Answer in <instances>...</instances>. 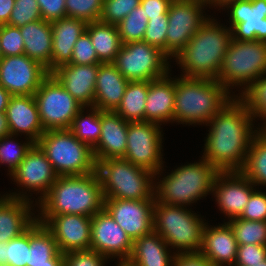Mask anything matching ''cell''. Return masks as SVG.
Masks as SVG:
<instances>
[{
    "mask_svg": "<svg viewBox=\"0 0 266 266\" xmlns=\"http://www.w3.org/2000/svg\"><path fill=\"white\" fill-rule=\"evenodd\" d=\"M246 105L233 97L207 124L202 157L219 172L240 171L259 128ZM256 129V130H254Z\"/></svg>",
    "mask_w": 266,
    "mask_h": 266,
    "instance_id": "1",
    "label": "cell"
},
{
    "mask_svg": "<svg viewBox=\"0 0 266 266\" xmlns=\"http://www.w3.org/2000/svg\"><path fill=\"white\" fill-rule=\"evenodd\" d=\"M37 207V211H40L37 221L41 224L54 215L93 217L104 208V196L97 173L59 176Z\"/></svg>",
    "mask_w": 266,
    "mask_h": 266,
    "instance_id": "2",
    "label": "cell"
},
{
    "mask_svg": "<svg viewBox=\"0 0 266 266\" xmlns=\"http://www.w3.org/2000/svg\"><path fill=\"white\" fill-rule=\"evenodd\" d=\"M231 40V29L209 17L174 57L181 70L183 69L181 76L218 80Z\"/></svg>",
    "mask_w": 266,
    "mask_h": 266,
    "instance_id": "3",
    "label": "cell"
},
{
    "mask_svg": "<svg viewBox=\"0 0 266 266\" xmlns=\"http://www.w3.org/2000/svg\"><path fill=\"white\" fill-rule=\"evenodd\" d=\"M233 96L218 80L180 75L175 78L173 123L206 125Z\"/></svg>",
    "mask_w": 266,
    "mask_h": 266,
    "instance_id": "4",
    "label": "cell"
},
{
    "mask_svg": "<svg viewBox=\"0 0 266 266\" xmlns=\"http://www.w3.org/2000/svg\"><path fill=\"white\" fill-rule=\"evenodd\" d=\"M201 159L199 162L179 166L169 175H164L162 180L158 178L164 167L155 173V181L159 180L154 186L155 200L159 203L186 207L211 194L219 171L203 157Z\"/></svg>",
    "mask_w": 266,
    "mask_h": 266,
    "instance_id": "5",
    "label": "cell"
},
{
    "mask_svg": "<svg viewBox=\"0 0 266 266\" xmlns=\"http://www.w3.org/2000/svg\"><path fill=\"white\" fill-rule=\"evenodd\" d=\"M104 199L155 201V174L124 158L96 162Z\"/></svg>",
    "mask_w": 266,
    "mask_h": 266,
    "instance_id": "6",
    "label": "cell"
},
{
    "mask_svg": "<svg viewBox=\"0 0 266 266\" xmlns=\"http://www.w3.org/2000/svg\"><path fill=\"white\" fill-rule=\"evenodd\" d=\"M184 206L154 203V232L159 234L175 253L200 252L206 222Z\"/></svg>",
    "mask_w": 266,
    "mask_h": 266,
    "instance_id": "7",
    "label": "cell"
},
{
    "mask_svg": "<svg viewBox=\"0 0 266 266\" xmlns=\"http://www.w3.org/2000/svg\"><path fill=\"white\" fill-rule=\"evenodd\" d=\"M58 176L96 172L93 149L76 138L69 129L47 130L36 143Z\"/></svg>",
    "mask_w": 266,
    "mask_h": 266,
    "instance_id": "8",
    "label": "cell"
},
{
    "mask_svg": "<svg viewBox=\"0 0 266 266\" xmlns=\"http://www.w3.org/2000/svg\"><path fill=\"white\" fill-rule=\"evenodd\" d=\"M265 74L266 42L232 39L218 74V81L224 88L231 93L234 86H241L240 93L236 94L238 97L253 81Z\"/></svg>",
    "mask_w": 266,
    "mask_h": 266,
    "instance_id": "9",
    "label": "cell"
},
{
    "mask_svg": "<svg viewBox=\"0 0 266 266\" xmlns=\"http://www.w3.org/2000/svg\"><path fill=\"white\" fill-rule=\"evenodd\" d=\"M170 58L144 41L123 44L113 62L128 81H153L170 73Z\"/></svg>",
    "mask_w": 266,
    "mask_h": 266,
    "instance_id": "10",
    "label": "cell"
},
{
    "mask_svg": "<svg viewBox=\"0 0 266 266\" xmlns=\"http://www.w3.org/2000/svg\"><path fill=\"white\" fill-rule=\"evenodd\" d=\"M45 131L69 129L83 106L50 73L34 93Z\"/></svg>",
    "mask_w": 266,
    "mask_h": 266,
    "instance_id": "11",
    "label": "cell"
},
{
    "mask_svg": "<svg viewBox=\"0 0 266 266\" xmlns=\"http://www.w3.org/2000/svg\"><path fill=\"white\" fill-rule=\"evenodd\" d=\"M206 0H172L168 9L166 31V55L174 58L202 27L207 17L204 9Z\"/></svg>",
    "mask_w": 266,
    "mask_h": 266,
    "instance_id": "12",
    "label": "cell"
},
{
    "mask_svg": "<svg viewBox=\"0 0 266 266\" xmlns=\"http://www.w3.org/2000/svg\"><path fill=\"white\" fill-rule=\"evenodd\" d=\"M161 125L153 122H129L124 159L158 173L164 167Z\"/></svg>",
    "mask_w": 266,
    "mask_h": 266,
    "instance_id": "13",
    "label": "cell"
},
{
    "mask_svg": "<svg viewBox=\"0 0 266 266\" xmlns=\"http://www.w3.org/2000/svg\"><path fill=\"white\" fill-rule=\"evenodd\" d=\"M9 176L22 191L7 193L6 196L34 202L29 198L32 194L28 195L27 191L28 193L37 191L40 196L37 198V202L35 200L36 205L47 195L50 187L59 177L37 144L31 147L19 166ZM23 188L26 189V192L23 191Z\"/></svg>",
    "mask_w": 266,
    "mask_h": 266,
    "instance_id": "14",
    "label": "cell"
},
{
    "mask_svg": "<svg viewBox=\"0 0 266 266\" xmlns=\"http://www.w3.org/2000/svg\"><path fill=\"white\" fill-rule=\"evenodd\" d=\"M49 74L25 54L0 58V85L11 95H34Z\"/></svg>",
    "mask_w": 266,
    "mask_h": 266,
    "instance_id": "15",
    "label": "cell"
},
{
    "mask_svg": "<svg viewBox=\"0 0 266 266\" xmlns=\"http://www.w3.org/2000/svg\"><path fill=\"white\" fill-rule=\"evenodd\" d=\"M133 241L105 208L92 217L90 249L107 257L127 261Z\"/></svg>",
    "mask_w": 266,
    "mask_h": 266,
    "instance_id": "16",
    "label": "cell"
},
{
    "mask_svg": "<svg viewBox=\"0 0 266 266\" xmlns=\"http://www.w3.org/2000/svg\"><path fill=\"white\" fill-rule=\"evenodd\" d=\"M154 203L146 200L104 199V208L134 241L154 231Z\"/></svg>",
    "mask_w": 266,
    "mask_h": 266,
    "instance_id": "17",
    "label": "cell"
},
{
    "mask_svg": "<svg viewBox=\"0 0 266 266\" xmlns=\"http://www.w3.org/2000/svg\"><path fill=\"white\" fill-rule=\"evenodd\" d=\"M225 7L230 11L232 39L266 42V0H238Z\"/></svg>",
    "mask_w": 266,
    "mask_h": 266,
    "instance_id": "18",
    "label": "cell"
},
{
    "mask_svg": "<svg viewBox=\"0 0 266 266\" xmlns=\"http://www.w3.org/2000/svg\"><path fill=\"white\" fill-rule=\"evenodd\" d=\"M254 187L257 188L240 171L219 172L213 184L212 195L219 210L231 220L240 217Z\"/></svg>",
    "mask_w": 266,
    "mask_h": 266,
    "instance_id": "19",
    "label": "cell"
},
{
    "mask_svg": "<svg viewBox=\"0 0 266 266\" xmlns=\"http://www.w3.org/2000/svg\"><path fill=\"white\" fill-rule=\"evenodd\" d=\"M92 217L62 214L50 217L44 226L51 232L59 252L89 250Z\"/></svg>",
    "mask_w": 266,
    "mask_h": 266,
    "instance_id": "20",
    "label": "cell"
},
{
    "mask_svg": "<svg viewBox=\"0 0 266 266\" xmlns=\"http://www.w3.org/2000/svg\"><path fill=\"white\" fill-rule=\"evenodd\" d=\"M99 64L59 66L51 74L86 109L94 106V93Z\"/></svg>",
    "mask_w": 266,
    "mask_h": 266,
    "instance_id": "21",
    "label": "cell"
},
{
    "mask_svg": "<svg viewBox=\"0 0 266 266\" xmlns=\"http://www.w3.org/2000/svg\"><path fill=\"white\" fill-rule=\"evenodd\" d=\"M5 113L10 134L14 136L26 134L36 144L45 132L34 95H12Z\"/></svg>",
    "mask_w": 266,
    "mask_h": 266,
    "instance_id": "22",
    "label": "cell"
},
{
    "mask_svg": "<svg viewBox=\"0 0 266 266\" xmlns=\"http://www.w3.org/2000/svg\"><path fill=\"white\" fill-rule=\"evenodd\" d=\"M210 226L206 222L202 232L200 253L213 266H234L238 243L234 237L233 230L227 222L216 227Z\"/></svg>",
    "mask_w": 266,
    "mask_h": 266,
    "instance_id": "23",
    "label": "cell"
},
{
    "mask_svg": "<svg viewBox=\"0 0 266 266\" xmlns=\"http://www.w3.org/2000/svg\"><path fill=\"white\" fill-rule=\"evenodd\" d=\"M128 123L115 111H101V136L92 148L95 161L124 158Z\"/></svg>",
    "mask_w": 266,
    "mask_h": 266,
    "instance_id": "24",
    "label": "cell"
},
{
    "mask_svg": "<svg viewBox=\"0 0 266 266\" xmlns=\"http://www.w3.org/2000/svg\"><path fill=\"white\" fill-rule=\"evenodd\" d=\"M33 202L0 196V242L7 243L27 231L37 220Z\"/></svg>",
    "mask_w": 266,
    "mask_h": 266,
    "instance_id": "25",
    "label": "cell"
},
{
    "mask_svg": "<svg viewBox=\"0 0 266 266\" xmlns=\"http://www.w3.org/2000/svg\"><path fill=\"white\" fill-rule=\"evenodd\" d=\"M171 73L149 81V89L145 103V121L157 123H173L175 78Z\"/></svg>",
    "mask_w": 266,
    "mask_h": 266,
    "instance_id": "26",
    "label": "cell"
},
{
    "mask_svg": "<svg viewBox=\"0 0 266 266\" xmlns=\"http://www.w3.org/2000/svg\"><path fill=\"white\" fill-rule=\"evenodd\" d=\"M87 24L82 19L67 16L51 22L53 35L51 72L70 62L74 44L86 31Z\"/></svg>",
    "mask_w": 266,
    "mask_h": 266,
    "instance_id": "27",
    "label": "cell"
},
{
    "mask_svg": "<svg viewBox=\"0 0 266 266\" xmlns=\"http://www.w3.org/2000/svg\"><path fill=\"white\" fill-rule=\"evenodd\" d=\"M128 82L113 63H100L93 107L101 111H115L122 101Z\"/></svg>",
    "mask_w": 266,
    "mask_h": 266,
    "instance_id": "28",
    "label": "cell"
},
{
    "mask_svg": "<svg viewBox=\"0 0 266 266\" xmlns=\"http://www.w3.org/2000/svg\"><path fill=\"white\" fill-rule=\"evenodd\" d=\"M24 41V54L38 61L51 73L52 26L40 19L19 27Z\"/></svg>",
    "mask_w": 266,
    "mask_h": 266,
    "instance_id": "29",
    "label": "cell"
},
{
    "mask_svg": "<svg viewBox=\"0 0 266 266\" xmlns=\"http://www.w3.org/2000/svg\"><path fill=\"white\" fill-rule=\"evenodd\" d=\"M175 254H171L166 241L153 231L133 241L127 262L133 266H173Z\"/></svg>",
    "mask_w": 266,
    "mask_h": 266,
    "instance_id": "30",
    "label": "cell"
},
{
    "mask_svg": "<svg viewBox=\"0 0 266 266\" xmlns=\"http://www.w3.org/2000/svg\"><path fill=\"white\" fill-rule=\"evenodd\" d=\"M86 32L91 38L98 60L101 63H113L123 45L117 26L100 21L89 22Z\"/></svg>",
    "mask_w": 266,
    "mask_h": 266,
    "instance_id": "31",
    "label": "cell"
},
{
    "mask_svg": "<svg viewBox=\"0 0 266 266\" xmlns=\"http://www.w3.org/2000/svg\"><path fill=\"white\" fill-rule=\"evenodd\" d=\"M240 172L255 186H266V131L263 129L252 139Z\"/></svg>",
    "mask_w": 266,
    "mask_h": 266,
    "instance_id": "32",
    "label": "cell"
},
{
    "mask_svg": "<svg viewBox=\"0 0 266 266\" xmlns=\"http://www.w3.org/2000/svg\"><path fill=\"white\" fill-rule=\"evenodd\" d=\"M149 81H129L115 112L127 122L145 121V103Z\"/></svg>",
    "mask_w": 266,
    "mask_h": 266,
    "instance_id": "33",
    "label": "cell"
},
{
    "mask_svg": "<svg viewBox=\"0 0 266 266\" xmlns=\"http://www.w3.org/2000/svg\"><path fill=\"white\" fill-rule=\"evenodd\" d=\"M59 252L51 232L37 220L30 227V245L27 266L47 263Z\"/></svg>",
    "mask_w": 266,
    "mask_h": 266,
    "instance_id": "34",
    "label": "cell"
},
{
    "mask_svg": "<svg viewBox=\"0 0 266 266\" xmlns=\"http://www.w3.org/2000/svg\"><path fill=\"white\" fill-rule=\"evenodd\" d=\"M88 114H83V107L74 117L69 130L81 142L88 144L93 148L101 136V110L96 107H88Z\"/></svg>",
    "mask_w": 266,
    "mask_h": 266,
    "instance_id": "35",
    "label": "cell"
},
{
    "mask_svg": "<svg viewBox=\"0 0 266 266\" xmlns=\"http://www.w3.org/2000/svg\"><path fill=\"white\" fill-rule=\"evenodd\" d=\"M238 98L246 105L254 119L258 117L261 121L263 120V126H259V129H264L266 127V74L253 81Z\"/></svg>",
    "mask_w": 266,
    "mask_h": 266,
    "instance_id": "36",
    "label": "cell"
},
{
    "mask_svg": "<svg viewBox=\"0 0 266 266\" xmlns=\"http://www.w3.org/2000/svg\"><path fill=\"white\" fill-rule=\"evenodd\" d=\"M227 223L233 230L238 245H266V221L234 218Z\"/></svg>",
    "mask_w": 266,
    "mask_h": 266,
    "instance_id": "37",
    "label": "cell"
},
{
    "mask_svg": "<svg viewBox=\"0 0 266 266\" xmlns=\"http://www.w3.org/2000/svg\"><path fill=\"white\" fill-rule=\"evenodd\" d=\"M147 23L148 18L144 14V9L141 6L134 8L116 25L122 43L143 41Z\"/></svg>",
    "mask_w": 266,
    "mask_h": 266,
    "instance_id": "38",
    "label": "cell"
},
{
    "mask_svg": "<svg viewBox=\"0 0 266 266\" xmlns=\"http://www.w3.org/2000/svg\"><path fill=\"white\" fill-rule=\"evenodd\" d=\"M12 134L4 136L0 139V164H6L8 167V175L19 166L21 161L25 158L27 152L35 144L31 140H27L26 143H18L14 141L15 137ZM17 142V143H16Z\"/></svg>",
    "mask_w": 266,
    "mask_h": 266,
    "instance_id": "39",
    "label": "cell"
},
{
    "mask_svg": "<svg viewBox=\"0 0 266 266\" xmlns=\"http://www.w3.org/2000/svg\"><path fill=\"white\" fill-rule=\"evenodd\" d=\"M140 3L141 0H103L99 21L117 25Z\"/></svg>",
    "mask_w": 266,
    "mask_h": 266,
    "instance_id": "40",
    "label": "cell"
},
{
    "mask_svg": "<svg viewBox=\"0 0 266 266\" xmlns=\"http://www.w3.org/2000/svg\"><path fill=\"white\" fill-rule=\"evenodd\" d=\"M103 0H65L66 16L85 22L99 21Z\"/></svg>",
    "mask_w": 266,
    "mask_h": 266,
    "instance_id": "41",
    "label": "cell"
},
{
    "mask_svg": "<svg viewBox=\"0 0 266 266\" xmlns=\"http://www.w3.org/2000/svg\"><path fill=\"white\" fill-rule=\"evenodd\" d=\"M42 19L37 0H15L7 25L22 27Z\"/></svg>",
    "mask_w": 266,
    "mask_h": 266,
    "instance_id": "42",
    "label": "cell"
},
{
    "mask_svg": "<svg viewBox=\"0 0 266 266\" xmlns=\"http://www.w3.org/2000/svg\"><path fill=\"white\" fill-rule=\"evenodd\" d=\"M30 245V228L6 243L7 266H27Z\"/></svg>",
    "mask_w": 266,
    "mask_h": 266,
    "instance_id": "43",
    "label": "cell"
},
{
    "mask_svg": "<svg viewBox=\"0 0 266 266\" xmlns=\"http://www.w3.org/2000/svg\"><path fill=\"white\" fill-rule=\"evenodd\" d=\"M0 49L2 57L24 54V41L19 27L0 25Z\"/></svg>",
    "mask_w": 266,
    "mask_h": 266,
    "instance_id": "44",
    "label": "cell"
},
{
    "mask_svg": "<svg viewBox=\"0 0 266 266\" xmlns=\"http://www.w3.org/2000/svg\"><path fill=\"white\" fill-rule=\"evenodd\" d=\"M168 28V15L163 18H149L143 41L158 47L166 54V31Z\"/></svg>",
    "mask_w": 266,
    "mask_h": 266,
    "instance_id": "45",
    "label": "cell"
},
{
    "mask_svg": "<svg viewBox=\"0 0 266 266\" xmlns=\"http://www.w3.org/2000/svg\"><path fill=\"white\" fill-rule=\"evenodd\" d=\"M69 63L77 65L100 64L89 34L85 31L76 41Z\"/></svg>",
    "mask_w": 266,
    "mask_h": 266,
    "instance_id": "46",
    "label": "cell"
},
{
    "mask_svg": "<svg viewBox=\"0 0 266 266\" xmlns=\"http://www.w3.org/2000/svg\"><path fill=\"white\" fill-rule=\"evenodd\" d=\"M107 261V257L91 249L64 254V266H105Z\"/></svg>",
    "mask_w": 266,
    "mask_h": 266,
    "instance_id": "47",
    "label": "cell"
},
{
    "mask_svg": "<svg viewBox=\"0 0 266 266\" xmlns=\"http://www.w3.org/2000/svg\"><path fill=\"white\" fill-rule=\"evenodd\" d=\"M239 218L266 221V192L255 189Z\"/></svg>",
    "mask_w": 266,
    "mask_h": 266,
    "instance_id": "48",
    "label": "cell"
},
{
    "mask_svg": "<svg viewBox=\"0 0 266 266\" xmlns=\"http://www.w3.org/2000/svg\"><path fill=\"white\" fill-rule=\"evenodd\" d=\"M266 259V245H238L234 266H252Z\"/></svg>",
    "mask_w": 266,
    "mask_h": 266,
    "instance_id": "49",
    "label": "cell"
},
{
    "mask_svg": "<svg viewBox=\"0 0 266 266\" xmlns=\"http://www.w3.org/2000/svg\"><path fill=\"white\" fill-rule=\"evenodd\" d=\"M42 19L48 22L66 17L65 0H37Z\"/></svg>",
    "mask_w": 266,
    "mask_h": 266,
    "instance_id": "50",
    "label": "cell"
},
{
    "mask_svg": "<svg viewBox=\"0 0 266 266\" xmlns=\"http://www.w3.org/2000/svg\"><path fill=\"white\" fill-rule=\"evenodd\" d=\"M172 0H141L140 6L144 9L147 18H163L168 13Z\"/></svg>",
    "mask_w": 266,
    "mask_h": 266,
    "instance_id": "51",
    "label": "cell"
},
{
    "mask_svg": "<svg viewBox=\"0 0 266 266\" xmlns=\"http://www.w3.org/2000/svg\"><path fill=\"white\" fill-rule=\"evenodd\" d=\"M173 266H213L200 252L176 253Z\"/></svg>",
    "mask_w": 266,
    "mask_h": 266,
    "instance_id": "52",
    "label": "cell"
},
{
    "mask_svg": "<svg viewBox=\"0 0 266 266\" xmlns=\"http://www.w3.org/2000/svg\"><path fill=\"white\" fill-rule=\"evenodd\" d=\"M15 0H0V25L8 24Z\"/></svg>",
    "mask_w": 266,
    "mask_h": 266,
    "instance_id": "53",
    "label": "cell"
},
{
    "mask_svg": "<svg viewBox=\"0 0 266 266\" xmlns=\"http://www.w3.org/2000/svg\"><path fill=\"white\" fill-rule=\"evenodd\" d=\"M32 266H64V254L58 252L52 259L48 260L47 263L32 264Z\"/></svg>",
    "mask_w": 266,
    "mask_h": 266,
    "instance_id": "54",
    "label": "cell"
},
{
    "mask_svg": "<svg viewBox=\"0 0 266 266\" xmlns=\"http://www.w3.org/2000/svg\"><path fill=\"white\" fill-rule=\"evenodd\" d=\"M11 94L0 85V112H6Z\"/></svg>",
    "mask_w": 266,
    "mask_h": 266,
    "instance_id": "55",
    "label": "cell"
},
{
    "mask_svg": "<svg viewBox=\"0 0 266 266\" xmlns=\"http://www.w3.org/2000/svg\"><path fill=\"white\" fill-rule=\"evenodd\" d=\"M10 134L7 116L5 112H0V139Z\"/></svg>",
    "mask_w": 266,
    "mask_h": 266,
    "instance_id": "56",
    "label": "cell"
},
{
    "mask_svg": "<svg viewBox=\"0 0 266 266\" xmlns=\"http://www.w3.org/2000/svg\"><path fill=\"white\" fill-rule=\"evenodd\" d=\"M235 1H238V0H206V2L208 3V6L212 7L216 6V8L219 7V9H223L225 8L226 5H228L229 3L231 2H235Z\"/></svg>",
    "mask_w": 266,
    "mask_h": 266,
    "instance_id": "57",
    "label": "cell"
},
{
    "mask_svg": "<svg viewBox=\"0 0 266 266\" xmlns=\"http://www.w3.org/2000/svg\"><path fill=\"white\" fill-rule=\"evenodd\" d=\"M0 266H7L5 242H0Z\"/></svg>",
    "mask_w": 266,
    "mask_h": 266,
    "instance_id": "58",
    "label": "cell"
},
{
    "mask_svg": "<svg viewBox=\"0 0 266 266\" xmlns=\"http://www.w3.org/2000/svg\"><path fill=\"white\" fill-rule=\"evenodd\" d=\"M116 266H133L129 264L127 261H119Z\"/></svg>",
    "mask_w": 266,
    "mask_h": 266,
    "instance_id": "59",
    "label": "cell"
},
{
    "mask_svg": "<svg viewBox=\"0 0 266 266\" xmlns=\"http://www.w3.org/2000/svg\"><path fill=\"white\" fill-rule=\"evenodd\" d=\"M252 266H266V259L264 261H262L261 263L256 264V265H252Z\"/></svg>",
    "mask_w": 266,
    "mask_h": 266,
    "instance_id": "60",
    "label": "cell"
}]
</instances>
